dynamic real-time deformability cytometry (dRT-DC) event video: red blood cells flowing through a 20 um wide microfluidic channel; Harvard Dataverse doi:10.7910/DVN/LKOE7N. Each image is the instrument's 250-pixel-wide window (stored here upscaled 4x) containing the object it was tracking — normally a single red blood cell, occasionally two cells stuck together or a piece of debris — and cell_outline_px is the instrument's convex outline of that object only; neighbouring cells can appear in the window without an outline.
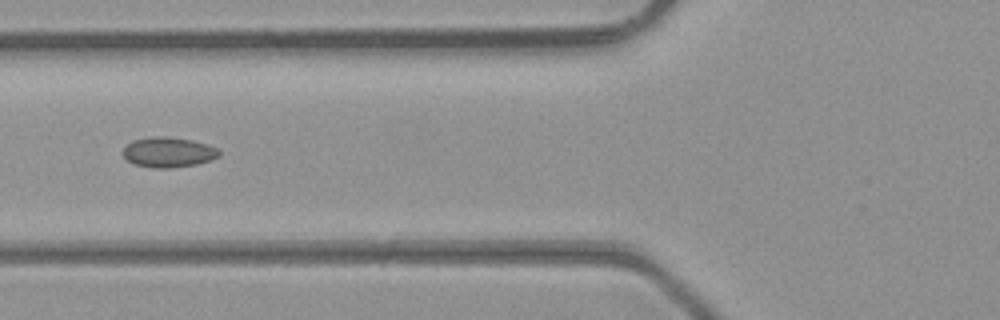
{"species": "common noctule bat (a hibernating species)", "species_latin": "Nyctalus noctula", "temperature_condition": "room temperature", "stored_images_in_passage": 4, "camera_frame_rate_fps": 3000, "um_per_image_px": 0.085, "animal": {"sex": "male", "body_mass_g": 23.1, "forearm_length_mm": 52.7}, "frame": {"image": 1, "passage_image": 4, "time_ms": 1.0, "image_size_px": [1000, 320], "cell_outline_px": [[220, 156], [212, 160], [196, 164], [168, 168], [152, 168], [132, 164], [124, 156], [124, 148], [132, 140], [152, 136], [164, 136], [192, 140], [208, 144], [216, 148], [220, 152]], "centroid_in_image_um": [14.32, 12.94], "position_along_channel_um": 111.5, "area_um2": 16.94}}